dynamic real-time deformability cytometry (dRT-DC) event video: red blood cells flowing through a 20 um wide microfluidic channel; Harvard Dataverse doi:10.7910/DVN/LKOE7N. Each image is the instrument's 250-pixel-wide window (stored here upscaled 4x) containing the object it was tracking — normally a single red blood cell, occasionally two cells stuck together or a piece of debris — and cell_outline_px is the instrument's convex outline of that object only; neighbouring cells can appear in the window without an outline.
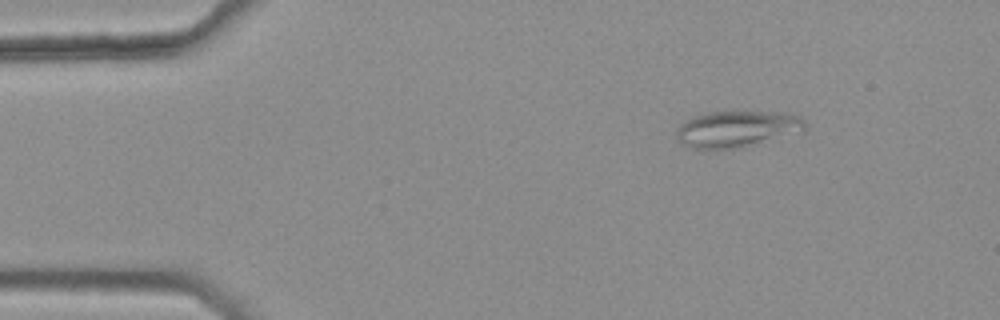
{"species": "common noctule bat (a hibernating species)", "species_latin": "Nyctalus noctula", "temperature_condition": "warm", "stored_images_in_passage": 41, "camera_frame_rate_fps": 3000, "um_per_image_px": 0.085, "animal": {"sex": "female", "body_mass_g": 25.1}, "frame": {"image": 1, "passage_image": 1, "time_ms": 0.0, "image_size_px": [1000, 320], "cell_outline_px": [[808, 128], [804, 132], [740, 148], [688, 148], [676, 136], [676, 132], [680, 124], [696, 116], [708, 112], [788, 112], [800, 116], [808, 124]], "centroid_in_image_um": [62.75, 10.96], "position_along_channel_um": 22.2, "area_um2": 27.4}}
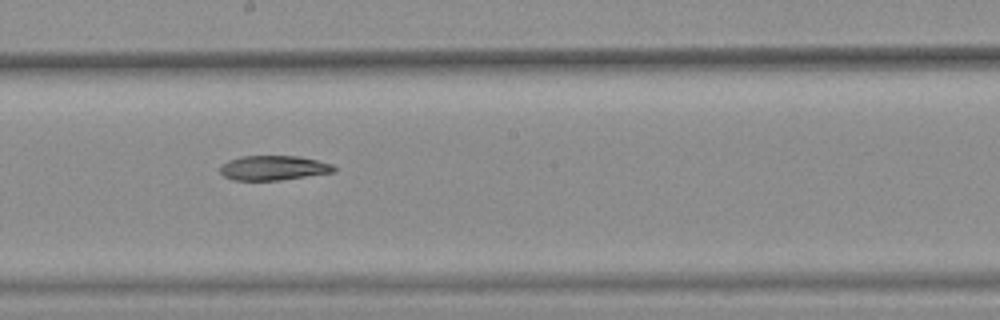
{"frame": {"image": 2, "passage_image": 23, "time_ms": 7.333, "image_size_px": [1000, 320], "cell_outline_px": [[336, 172], [280, 180], [232, 180], [224, 176], [220, 172], [220, 168], [228, 160], [240, 156], [296, 156], [316, 160], [332, 164], [336, 168]], "centroid_in_image_um": [23.25, 14.27], "position_along_channel_um": 224.9, "area_um2": 16.3}}
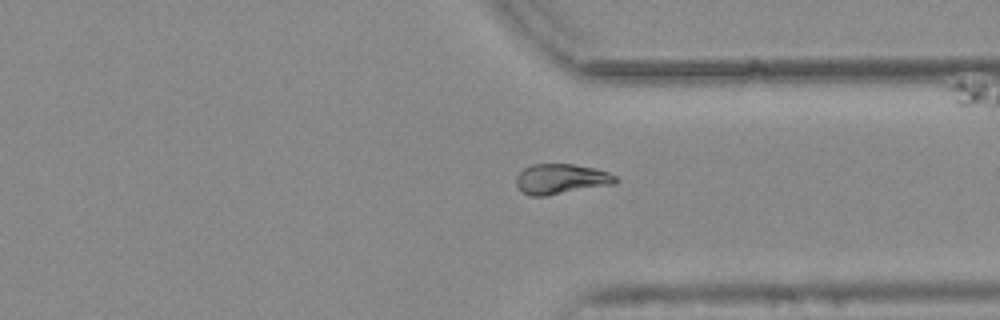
{"frame": {"image": 3, "passage_image": 34, "time_ms": 11.0, "image_size_px": [1000, 320], "cell_outline_px": [[616, 184], [544, 196], [528, 196], [516, 184], [516, 176], [524, 168], [532, 164], [572, 164], [592, 168], [608, 172], [616, 176]], "centroid_in_image_um": [47.68, 15.22], "position_along_channel_um": 363.7, "area_um2": 17.34}}